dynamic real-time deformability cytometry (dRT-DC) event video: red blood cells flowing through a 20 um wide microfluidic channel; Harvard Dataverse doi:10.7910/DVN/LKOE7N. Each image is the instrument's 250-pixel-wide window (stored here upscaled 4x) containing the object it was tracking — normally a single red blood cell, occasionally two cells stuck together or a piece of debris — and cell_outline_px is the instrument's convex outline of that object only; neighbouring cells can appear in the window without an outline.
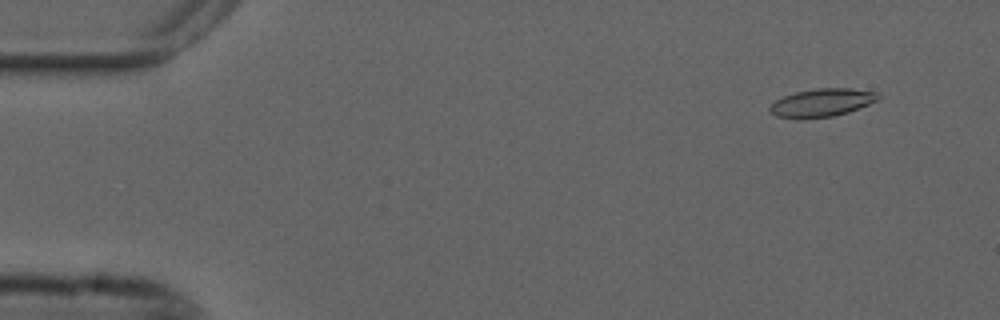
{"species": "common noctule bat (a hibernating species)", "species_latin": "Nyctalus noctula", "temperature_condition": "cold", "stored_images_in_passage": 14, "camera_frame_rate_fps": 3000, "um_per_image_px": 0.085, "animal": {"sex": "male", "forearm_length_mm": 52.5}, "frame": {"image": 1, "passage_image": 5, "time_ms": 1.333, "image_size_px": [1000, 320], "cell_outline_px": [[880, 100], [848, 112], [832, 116], [796, 120], [776, 116], [768, 108], [776, 100], [784, 96], [796, 92], [816, 88], [852, 88], [876, 92], [880, 96]], "centroid_in_image_um": [69.87, 8.73], "position_along_channel_um": 15.1, "area_um2": 17.86}}